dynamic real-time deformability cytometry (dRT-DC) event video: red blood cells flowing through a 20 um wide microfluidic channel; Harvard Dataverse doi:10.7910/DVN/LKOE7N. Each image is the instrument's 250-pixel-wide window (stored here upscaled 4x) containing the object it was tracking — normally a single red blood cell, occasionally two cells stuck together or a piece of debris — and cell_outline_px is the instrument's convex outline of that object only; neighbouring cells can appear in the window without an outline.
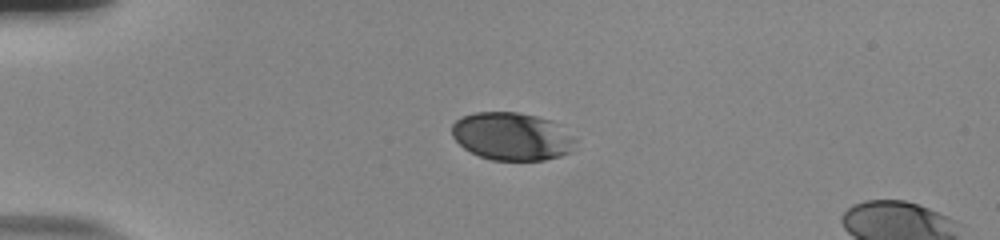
{"species": "human", "species_latin": "Homo sapiens", "temperature_condition": "room temperature", "stored_images_in_passage": 41, "camera_frame_rate_fps": 3000, "um_per_image_px": 0.085, "donor": {"sex": "male"}, "frame": {"image": 1, "passage_image": 1, "time_ms": 0.0, "image_size_px": [1000, 240], "cell_outline_px": [[576, 140], [568, 152], [560, 156], [544, 160], [492, 160], [480, 156], [464, 148], [452, 136], [452, 124], [460, 116], [476, 112], [516, 112], [536, 116], [552, 120]], "centroid_in_image_um": [43.46, 11.58], "position_along_channel_um": 41.5, "area_um2": 34.16}}
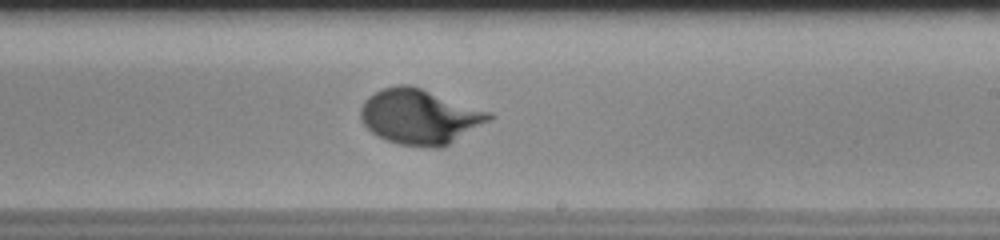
{"frame": {"image": 2, "passage_image": 21, "time_ms": 6.667, "image_size_px": [1000, 240], "cell_outline_px": [[496, 116], [492, 120], [448, 144], [440, 148], [428, 148], [400, 144], [388, 140], [372, 132], [360, 120], [360, 108], [364, 100], [368, 96], [380, 88], [396, 84], [408, 84], [492, 112]], "centroid_in_image_um": [35.68, 9.9], "position_along_channel_um": 253.3, "area_um2": 41.33}}
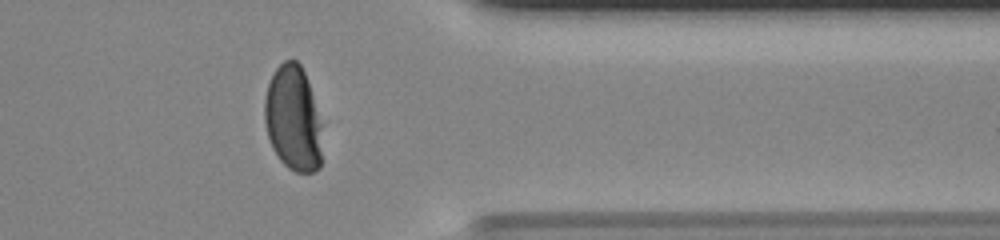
{"frame": {"image": 3, "passage_image": 32, "time_ms": 10.333, "image_size_px": [1000, 240], "cell_outline_px": [[324, 124], [320, 168], [312, 172], [296, 172], [288, 168], [280, 160], [272, 148], [268, 136], [264, 120], [264, 100], [268, 84], [276, 68], [284, 60], [296, 60], [300, 64], [304, 72]], "centroid_in_image_um": [24.95, 10.1], "position_along_channel_um": 386.4, "area_um2": 36.07}}